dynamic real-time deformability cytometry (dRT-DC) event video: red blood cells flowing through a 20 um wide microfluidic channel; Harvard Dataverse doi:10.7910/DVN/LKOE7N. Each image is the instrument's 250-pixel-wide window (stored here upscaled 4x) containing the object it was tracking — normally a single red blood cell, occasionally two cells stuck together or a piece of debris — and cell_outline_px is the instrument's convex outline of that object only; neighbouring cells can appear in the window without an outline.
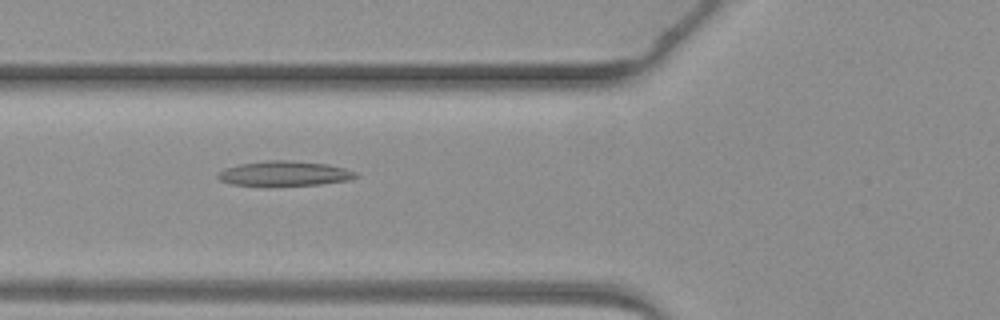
{"species": "common noctule bat (a hibernating species)", "species_latin": "Nyctalus noctula", "temperature_condition": "warm", "stored_images_in_passage": 2, "camera_frame_rate_fps": 3000, "um_per_image_px": 0.085, "animal": {"sex": "female", "body_mass_g": 19.3, "forearm_length_mm": 54.1}, "frame": {"image": 1, "passage_image": 2, "time_ms": 1.333, "image_size_px": [1000, 320], "cell_outline_px": [[360, 176], [348, 180], [320, 184], [232, 184], [220, 180], [216, 176], [224, 168], [240, 164], [268, 160], [288, 160], [328, 164], [344, 168], [356, 172]], "centroid_in_image_um": [24.21, 14.72], "position_along_channel_um": 101.6, "area_um2": 19.36}}